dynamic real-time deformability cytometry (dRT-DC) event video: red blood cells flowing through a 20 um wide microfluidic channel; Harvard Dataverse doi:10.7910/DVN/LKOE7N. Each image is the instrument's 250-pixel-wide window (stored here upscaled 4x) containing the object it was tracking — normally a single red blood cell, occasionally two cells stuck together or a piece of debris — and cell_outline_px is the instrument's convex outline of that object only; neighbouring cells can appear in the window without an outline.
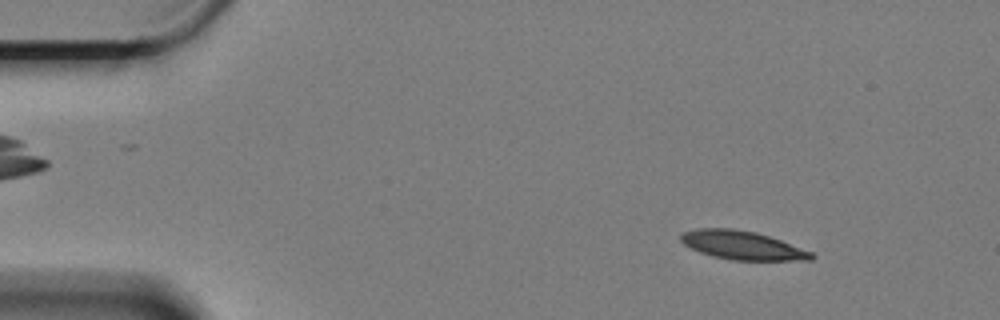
{"species": "Egyptian fruit bat (a non-hibernating species)", "species_latin": "Rousettus aegyptiacus", "temperature_condition": "cold", "stored_images_in_passage": 60, "camera_frame_rate_fps": 3000, "um_per_image_px": 0.085, "animal": {"sex": "female"}, "frame": {"image": 1, "passage_image": 7, "time_ms": 2.0, "image_size_px": [1000, 320], "cell_outline_px": [[816, 256], [812, 260], [732, 260], [712, 256], [700, 252], [684, 244], [680, 240], [680, 236], [684, 232], [700, 228], [732, 228], [756, 232], [780, 240], [812, 252]], "centroid_in_image_um": [63.1, 20.85], "position_along_channel_um": 21.9, "area_um2": 21.62}}
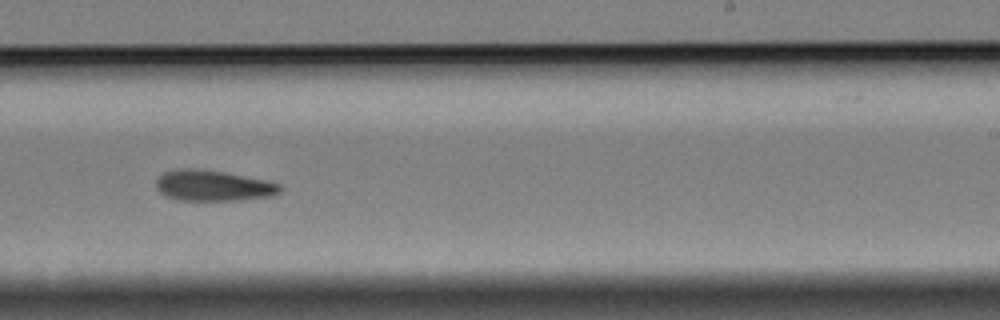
{"frame": {"image": 2, "passage_image": 37, "time_ms": 12.0, "image_size_px": [1000, 320], "cell_outline_px": [[280, 192], [276, 196], [240, 200], [180, 200], [164, 196], [156, 188], [156, 180], [164, 172], [176, 168], [196, 168], [224, 172], [268, 180], [280, 184]], "centroid_in_image_um": [18.12, 15.78], "position_along_channel_um": 270.9, "area_um2": 22.48}}
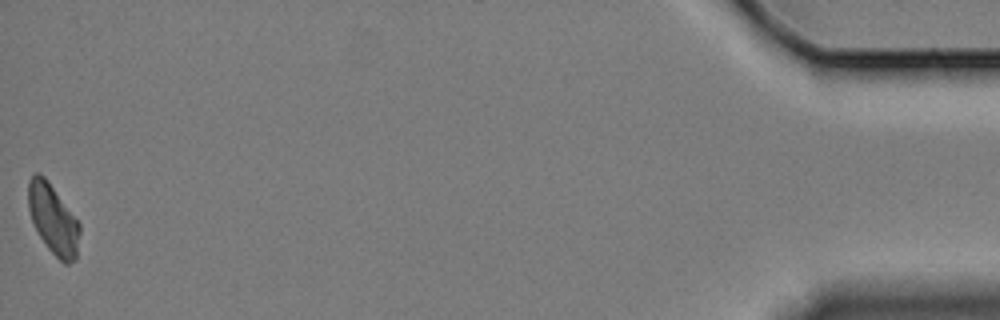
{"frame": {"image": 3, "passage_image": 60, "time_ms": 19.667, "image_size_px": [1000, 320], "cell_outline_px": [[80, 232], [76, 260], [68, 264], [64, 264], [48, 248], [40, 236], [32, 220], [28, 208], [28, 180], [36, 172], [40, 172], [44, 176], [80, 224]], "centroid_in_image_um": [4.52, 18.64], "position_along_channel_um": 430.7, "area_um2": 20.63}, "authors_computed_cell_mechanics": {"area_um2": 22.0796, "velocity_mm_per_s": 3.2832, "shape_relaxation_time_tau1_ms": 7.4048, "shape_relaxation_time_tau2_ms": null, "deformation_change_tau1": 0.1655, "deformation_change_tau2": null}}